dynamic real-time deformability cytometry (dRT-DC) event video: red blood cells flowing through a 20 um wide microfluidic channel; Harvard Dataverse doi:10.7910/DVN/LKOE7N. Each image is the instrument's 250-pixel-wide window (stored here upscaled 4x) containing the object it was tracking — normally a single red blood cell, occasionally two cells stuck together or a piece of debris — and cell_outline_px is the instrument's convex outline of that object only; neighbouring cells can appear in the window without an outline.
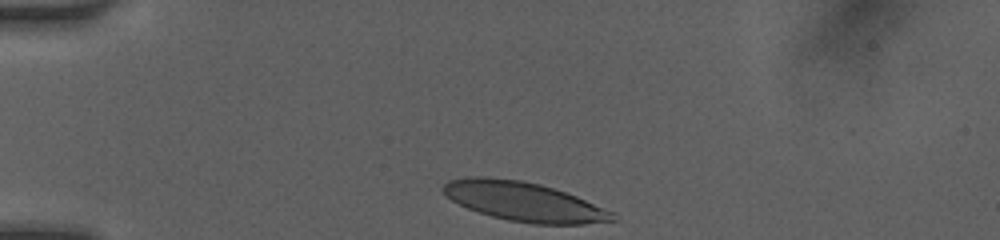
{"species": "human", "species_latin": "Homo sapiens", "temperature_condition": "room temperature", "stored_images_in_passage": 32, "camera_frame_rate_fps": 3000, "um_per_image_px": 0.085, "donor": {"sex": "female"}, "frame": {"image": 1, "passage_image": 1, "time_ms": 0.0, "image_size_px": [1000, 240], "cell_outline_px": [[616, 220], [584, 224], [532, 224], [508, 220], [492, 216], [468, 208], [452, 200], [440, 188], [448, 180], [468, 176], [484, 176], [520, 180], [540, 184], [576, 196], [616, 212]], "centroid_in_image_um": [44.55, 17.13], "position_along_channel_um": 40.5, "area_um2": 38.67}}
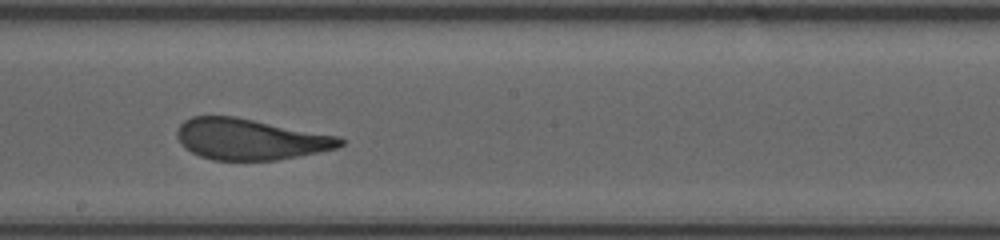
{"frame": {"image": 2, "passage_image": 18, "time_ms": 5.667, "image_size_px": [1000, 240], "cell_outline_px": [[348, 140], [344, 144], [336, 148], [276, 160], [212, 160], [200, 156], [184, 148], [180, 144], [176, 136], [176, 132], [180, 124], [184, 120], [192, 116], [236, 116], [340, 136]], "centroid_in_image_um": [21.26, 11.82], "position_along_channel_um": 226.9, "area_um2": 39.25}}
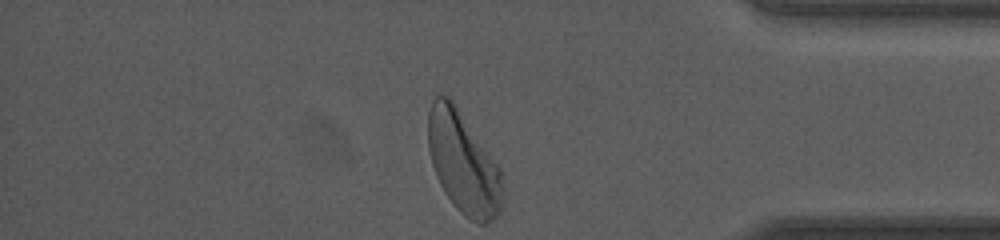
{"frame": {"image": 3, "passage_image": 32, "time_ms": 10.333, "image_size_px": [1000, 240], "cell_outline_px": [[504, 204], [496, 216], [492, 220], [484, 224], [480, 224], [464, 216], [452, 204], [444, 192], [436, 176], [432, 164], [428, 148], [428, 112], [432, 100], [436, 96], [448, 96], [452, 100], [500, 168], [504, 196]], "centroid_in_image_um": [39.38, 13.88], "position_along_channel_um": 395.8, "area_um2": 44.1}, "authors_computed_cell_mechanics": {"area_um2": 39.8531, "velocity_mm_per_s": 4.0802, "shape_relaxation_time_tau1_ms": 3.0545, "shape_relaxation_time_tau2_ms": 0.7774, "deformation_change_tau1": 0.1452, "deformation_change_tau2": 0.0831}}